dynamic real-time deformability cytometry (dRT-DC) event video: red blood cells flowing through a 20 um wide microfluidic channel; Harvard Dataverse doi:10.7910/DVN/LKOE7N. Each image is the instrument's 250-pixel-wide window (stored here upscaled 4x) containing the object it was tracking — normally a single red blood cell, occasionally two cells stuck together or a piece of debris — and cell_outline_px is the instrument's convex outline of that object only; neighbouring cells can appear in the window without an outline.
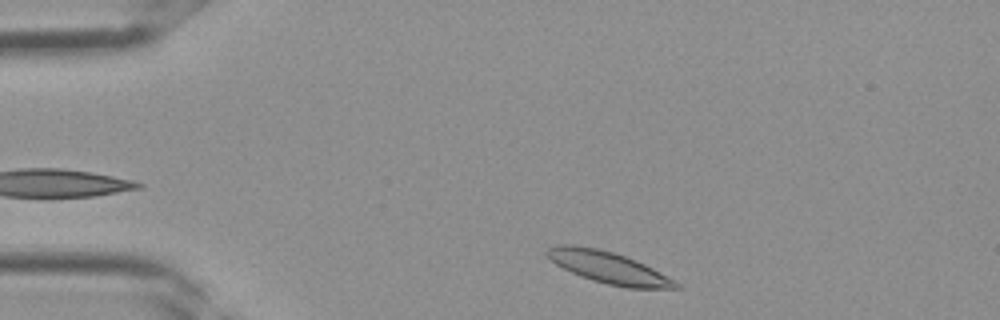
{"species": "Egyptian fruit bat (a non-hibernating species)", "species_latin": "Rousettus aegyptiacus", "temperature_condition": "room temperature", "stored_images_in_passage": 31, "camera_frame_rate_fps": 3000, "um_per_image_px": 0.085, "frame": {"image": 1, "passage_image": 1, "time_ms": 0.0, "image_size_px": [1000, 320], "cell_outline_px": [[684, 288], [628, 288], [608, 284], [592, 280], [580, 276], [556, 264], [544, 252], [544, 248], [560, 244], [572, 244], [596, 248], [612, 252], [636, 260], [676, 280]], "centroid_in_image_um": [51.72, 22.73], "position_along_channel_um": 33.3, "area_um2": 23.76}}
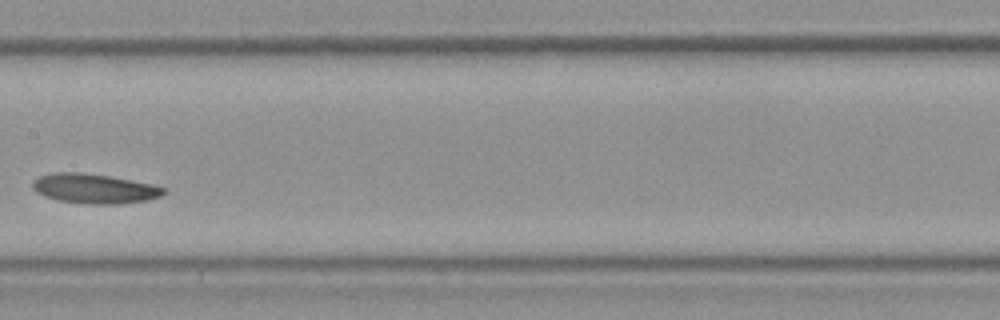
{"frame": {"image": 2, "passage_image": 13, "time_ms": 4.0, "image_size_px": [1000, 320], "cell_outline_px": [[164, 192], [160, 196], [148, 200], [116, 204], [92, 204], [60, 200], [44, 196], [36, 192], [32, 188], [32, 180], [40, 176], [52, 172], [80, 172], [108, 176], [132, 180], [152, 184], [164, 188]], "centroid_in_image_um": [7.98, 16.02], "position_along_channel_um": 199.4, "area_um2": 22.48}}
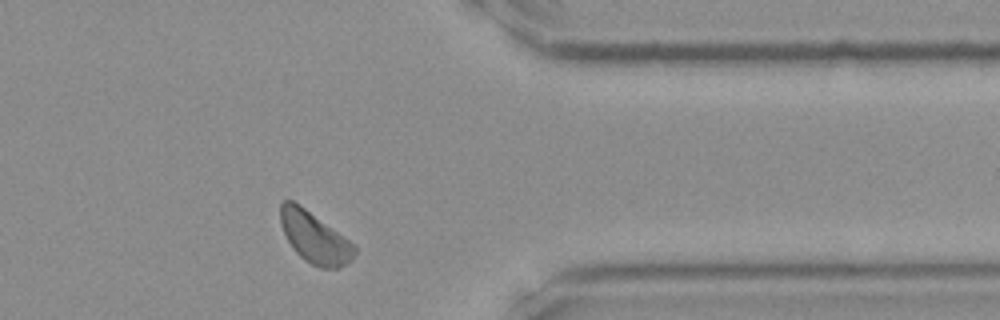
{"frame": {"image": 3, "passage_image": 24, "time_ms": 7.667, "image_size_px": [1000, 320], "cell_outline_px": [[356, 252], [352, 260], [348, 264], [336, 268], [320, 268], [304, 260], [292, 248], [280, 224], [280, 204], [284, 200], [292, 200], [300, 204], [356, 244]], "centroid_in_image_um": [26.76, 20.18], "position_along_channel_um": 384.6, "area_um2": 22.31}}